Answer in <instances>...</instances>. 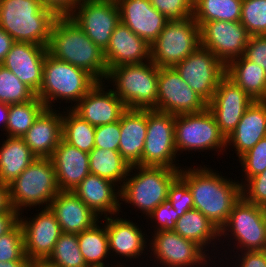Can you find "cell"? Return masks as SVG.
<instances>
[{"label":"cell","mask_w":266,"mask_h":267,"mask_svg":"<svg viewBox=\"0 0 266 267\" xmlns=\"http://www.w3.org/2000/svg\"><path fill=\"white\" fill-rule=\"evenodd\" d=\"M173 231L183 238L196 242L206 252L208 251V254H212V250H215V252L217 250L218 252L217 244L218 242L220 243L218 241L220 240V230L197 209L188 210L180 216L175 223ZM210 245L212 248L211 251Z\"/></svg>","instance_id":"obj_30"},{"label":"cell","mask_w":266,"mask_h":267,"mask_svg":"<svg viewBox=\"0 0 266 267\" xmlns=\"http://www.w3.org/2000/svg\"><path fill=\"white\" fill-rule=\"evenodd\" d=\"M117 216L116 214L101 219L106 223L111 257L118 258L119 256V258L122 257L120 260L126 258V261H131V259L140 261L139 257L141 258L143 254L149 256L147 252H149L150 239H148L149 235L147 236L146 230L143 231L144 227H138L139 225H136V222L133 223L132 220H128L121 214L119 217Z\"/></svg>","instance_id":"obj_19"},{"label":"cell","mask_w":266,"mask_h":267,"mask_svg":"<svg viewBox=\"0 0 266 267\" xmlns=\"http://www.w3.org/2000/svg\"><path fill=\"white\" fill-rule=\"evenodd\" d=\"M266 137V101H254L245 111L235 130L226 138V149L233 147L242 156Z\"/></svg>","instance_id":"obj_28"},{"label":"cell","mask_w":266,"mask_h":267,"mask_svg":"<svg viewBox=\"0 0 266 267\" xmlns=\"http://www.w3.org/2000/svg\"><path fill=\"white\" fill-rule=\"evenodd\" d=\"M194 0H149L168 21L185 20L193 15Z\"/></svg>","instance_id":"obj_43"},{"label":"cell","mask_w":266,"mask_h":267,"mask_svg":"<svg viewBox=\"0 0 266 267\" xmlns=\"http://www.w3.org/2000/svg\"><path fill=\"white\" fill-rule=\"evenodd\" d=\"M173 68L207 103L213 99L220 80L226 75V66L201 46Z\"/></svg>","instance_id":"obj_13"},{"label":"cell","mask_w":266,"mask_h":267,"mask_svg":"<svg viewBox=\"0 0 266 267\" xmlns=\"http://www.w3.org/2000/svg\"><path fill=\"white\" fill-rule=\"evenodd\" d=\"M242 167L241 186L251 177L263 172L266 169V137L262 138L253 148L239 157ZM245 178V179H244ZM244 180V181H243Z\"/></svg>","instance_id":"obj_42"},{"label":"cell","mask_w":266,"mask_h":267,"mask_svg":"<svg viewBox=\"0 0 266 267\" xmlns=\"http://www.w3.org/2000/svg\"><path fill=\"white\" fill-rule=\"evenodd\" d=\"M120 22L151 45L163 31L165 16L156 10L149 0H116Z\"/></svg>","instance_id":"obj_22"},{"label":"cell","mask_w":266,"mask_h":267,"mask_svg":"<svg viewBox=\"0 0 266 267\" xmlns=\"http://www.w3.org/2000/svg\"><path fill=\"white\" fill-rule=\"evenodd\" d=\"M43 5L51 9L57 16H69L83 0H41Z\"/></svg>","instance_id":"obj_50"},{"label":"cell","mask_w":266,"mask_h":267,"mask_svg":"<svg viewBox=\"0 0 266 267\" xmlns=\"http://www.w3.org/2000/svg\"><path fill=\"white\" fill-rule=\"evenodd\" d=\"M175 147L178 156L191 153L226 152V137L221 133L213 114L208 108L199 113L175 115ZM179 152V153H178Z\"/></svg>","instance_id":"obj_9"},{"label":"cell","mask_w":266,"mask_h":267,"mask_svg":"<svg viewBox=\"0 0 266 267\" xmlns=\"http://www.w3.org/2000/svg\"><path fill=\"white\" fill-rule=\"evenodd\" d=\"M249 37L240 21H208L200 26V46L210 50L225 66L243 56Z\"/></svg>","instance_id":"obj_17"},{"label":"cell","mask_w":266,"mask_h":267,"mask_svg":"<svg viewBox=\"0 0 266 267\" xmlns=\"http://www.w3.org/2000/svg\"><path fill=\"white\" fill-rule=\"evenodd\" d=\"M97 83L86 70L56 59L47 52L43 82L36 96L48 109H54L53 103L61 104L63 100L64 103H71L65 109H72Z\"/></svg>","instance_id":"obj_4"},{"label":"cell","mask_w":266,"mask_h":267,"mask_svg":"<svg viewBox=\"0 0 266 267\" xmlns=\"http://www.w3.org/2000/svg\"><path fill=\"white\" fill-rule=\"evenodd\" d=\"M16 211L10 201L9 185L0 182V212Z\"/></svg>","instance_id":"obj_52"},{"label":"cell","mask_w":266,"mask_h":267,"mask_svg":"<svg viewBox=\"0 0 266 267\" xmlns=\"http://www.w3.org/2000/svg\"><path fill=\"white\" fill-rule=\"evenodd\" d=\"M241 194L246 201L266 208V169L249 178L241 186Z\"/></svg>","instance_id":"obj_46"},{"label":"cell","mask_w":266,"mask_h":267,"mask_svg":"<svg viewBox=\"0 0 266 267\" xmlns=\"http://www.w3.org/2000/svg\"><path fill=\"white\" fill-rule=\"evenodd\" d=\"M108 87L105 82H98L72 110L95 127L119 121L127 108Z\"/></svg>","instance_id":"obj_21"},{"label":"cell","mask_w":266,"mask_h":267,"mask_svg":"<svg viewBox=\"0 0 266 267\" xmlns=\"http://www.w3.org/2000/svg\"><path fill=\"white\" fill-rule=\"evenodd\" d=\"M60 192L50 158H36L9 184L10 201L18 213L29 208H48Z\"/></svg>","instance_id":"obj_7"},{"label":"cell","mask_w":266,"mask_h":267,"mask_svg":"<svg viewBox=\"0 0 266 267\" xmlns=\"http://www.w3.org/2000/svg\"><path fill=\"white\" fill-rule=\"evenodd\" d=\"M47 52L46 46L14 42L1 65L37 94L43 82V65Z\"/></svg>","instance_id":"obj_20"},{"label":"cell","mask_w":266,"mask_h":267,"mask_svg":"<svg viewBox=\"0 0 266 267\" xmlns=\"http://www.w3.org/2000/svg\"><path fill=\"white\" fill-rule=\"evenodd\" d=\"M233 257H237L235 262L233 260ZM233 257L231 258L233 265H231L230 267H266V250L242 251L239 253L237 252V254Z\"/></svg>","instance_id":"obj_49"},{"label":"cell","mask_w":266,"mask_h":267,"mask_svg":"<svg viewBox=\"0 0 266 267\" xmlns=\"http://www.w3.org/2000/svg\"><path fill=\"white\" fill-rule=\"evenodd\" d=\"M179 173L180 169L167 167L130 166L120 187V201L131 204V207L147 217L159 204L168 199L169 187Z\"/></svg>","instance_id":"obj_6"},{"label":"cell","mask_w":266,"mask_h":267,"mask_svg":"<svg viewBox=\"0 0 266 267\" xmlns=\"http://www.w3.org/2000/svg\"><path fill=\"white\" fill-rule=\"evenodd\" d=\"M88 155L91 174L106 178L119 187L122 186L130 165L122 158L119 151L94 147Z\"/></svg>","instance_id":"obj_33"},{"label":"cell","mask_w":266,"mask_h":267,"mask_svg":"<svg viewBox=\"0 0 266 267\" xmlns=\"http://www.w3.org/2000/svg\"><path fill=\"white\" fill-rule=\"evenodd\" d=\"M151 234L153 236L149 237L151 240L148 257H151L150 261L154 259V263L157 264L153 263L152 267H206L214 262L210 257L212 255L200 245L183 238L173 230H160Z\"/></svg>","instance_id":"obj_12"},{"label":"cell","mask_w":266,"mask_h":267,"mask_svg":"<svg viewBox=\"0 0 266 267\" xmlns=\"http://www.w3.org/2000/svg\"><path fill=\"white\" fill-rule=\"evenodd\" d=\"M179 217V214L173 208L170 200L166 199L159 204L145 219L150 220V223L153 225L155 224L153 227L155 228L153 229V233H155L160 230H173Z\"/></svg>","instance_id":"obj_45"},{"label":"cell","mask_w":266,"mask_h":267,"mask_svg":"<svg viewBox=\"0 0 266 267\" xmlns=\"http://www.w3.org/2000/svg\"><path fill=\"white\" fill-rule=\"evenodd\" d=\"M47 51L56 59L86 70L98 82L106 79L104 52L70 16H58L54 20Z\"/></svg>","instance_id":"obj_2"},{"label":"cell","mask_w":266,"mask_h":267,"mask_svg":"<svg viewBox=\"0 0 266 267\" xmlns=\"http://www.w3.org/2000/svg\"><path fill=\"white\" fill-rule=\"evenodd\" d=\"M184 167L180 169L179 177L192 194L194 209L200 211L220 230L228 220L234 204L242 196L239 179L232 180V177L223 176V172L220 171L219 174L202 164L193 168Z\"/></svg>","instance_id":"obj_1"},{"label":"cell","mask_w":266,"mask_h":267,"mask_svg":"<svg viewBox=\"0 0 266 267\" xmlns=\"http://www.w3.org/2000/svg\"><path fill=\"white\" fill-rule=\"evenodd\" d=\"M46 108L22 136L37 158H50L62 139V111Z\"/></svg>","instance_id":"obj_26"},{"label":"cell","mask_w":266,"mask_h":267,"mask_svg":"<svg viewBox=\"0 0 266 267\" xmlns=\"http://www.w3.org/2000/svg\"><path fill=\"white\" fill-rule=\"evenodd\" d=\"M72 191L100 218L122 213L120 187L106 178L90 173Z\"/></svg>","instance_id":"obj_23"},{"label":"cell","mask_w":266,"mask_h":267,"mask_svg":"<svg viewBox=\"0 0 266 267\" xmlns=\"http://www.w3.org/2000/svg\"><path fill=\"white\" fill-rule=\"evenodd\" d=\"M69 16L102 51L120 23L116 0H83Z\"/></svg>","instance_id":"obj_14"},{"label":"cell","mask_w":266,"mask_h":267,"mask_svg":"<svg viewBox=\"0 0 266 267\" xmlns=\"http://www.w3.org/2000/svg\"><path fill=\"white\" fill-rule=\"evenodd\" d=\"M28 267H52L48 265L45 261L44 262H30Z\"/></svg>","instance_id":"obj_57"},{"label":"cell","mask_w":266,"mask_h":267,"mask_svg":"<svg viewBox=\"0 0 266 267\" xmlns=\"http://www.w3.org/2000/svg\"><path fill=\"white\" fill-rule=\"evenodd\" d=\"M117 263H115V260L113 261V264L111 263V265L110 264H106V265H96V266H88V267H126V266H128V265H126V264H124V262L123 263H121L119 260L118 261H116ZM119 262V263H118ZM115 263V264H114ZM122 264H124V265H122ZM110 265V266H109Z\"/></svg>","instance_id":"obj_56"},{"label":"cell","mask_w":266,"mask_h":267,"mask_svg":"<svg viewBox=\"0 0 266 267\" xmlns=\"http://www.w3.org/2000/svg\"><path fill=\"white\" fill-rule=\"evenodd\" d=\"M101 221L97 222L93 227L77 234L80 251L87 266L110 264L108 260L111 255L106 223L104 220Z\"/></svg>","instance_id":"obj_34"},{"label":"cell","mask_w":266,"mask_h":267,"mask_svg":"<svg viewBox=\"0 0 266 267\" xmlns=\"http://www.w3.org/2000/svg\"><path fill=\"white\" fill-rule=\"evenodd\" d=\"M45 109V104L37 96L30 101L10 104L4 136L22 137Z\"/></svg>","instance_id":"obj_37"},{"label":"cell","mask_w":266,"mask_h":267,"mask_svg":"<svg viewBox=\"0 0 266 267\" xmlns=\"http://www.w3.org/2000/svg\"><path fill=\"white\" fill-rule=\"evenodd\" d=\"M30 261L24 251V237L18 222L9 232L0 236V262Z\"/></svg>","instance_id":"obj_41"},{"label":"cell","mask_w":266,"mask_h":267,"mask_svg":"<svg viewBox=\"0 0 266 267\" xmlns=\"http://www.w3.org/2000/svg\"><path fill=\"white\" fill-rule=\"evenodd\" d=\"M200 46V27L192 17L167 21L150 45L151 61L158 67H174Z\"/></svg>","instance_id":"obj_10"},{"label":"cell","mask_w":266,"mask_h":267,"mask_svg":"<svg viewBox=\"0 0 266 267\" xmlns=\"http://www.w3.org/2000/svg\"><path fill=\"white\" fill-rule=\"evenodd\" d=\"M36 211L33 217L30 215L25 218L19 213V223L23 229L25 255L31 262H44L52 254L63 232L49 207L36 208Z\"/></svg>","instance_id":"obj_16"},{"label":"cell","mask_w":266,"mask_h":267,"mask_svg":"<svg viewBox=\"0 0 266 267\" xmlns=\"http://www.w3.org/2000/svg\"><path fill=\"white\" fill-rule=\"evenodd\" d=\"M158 73L159 67L151 60L139 64H125L110 68L104 82H107L108 86L113 85L109 88L127 109H155Z\"/></svg>","instance_id":"obj_5"},{"label":"cell","mask_w":266,"mask_h":267,"mask_svg":"<svg viewBox=\"0 0 266 267\" xmlns=\"http://www.w3.org/2000/svg\"><path fill=\"white\" fill-rule=\"evenodd\" d=\"M14 42L13 38L5 30L0 28V64L10 51Z\"/></svg>","instance_id":"obj_53"},{"label":"cell","mask_w":266,"mask_h":267,"mask_svg":"<svg viewBox=\"0 0 266 267\" xmlns=\"http://www.w3.org/2000/svg\"><path fill=\"white\" fill-rule=\"evenodd\" d=\"M147 133V109H126L120 117L119 153L130 165H140Z\"/></svg>","instance_id":"obj_29"},{"label":"cell","mask_w":266,"mask_h":267,"mask_svg":"<svg viewBox=\"0 0 266 267\" xmlns=\"http://www.w3.org/2000/svg\"><path fill=\"white\" fill-rule=\"evenodd\" d=\"M240 22L250 36L266 35V0H242Z\"/></svg>","instance_id":"obj_40"},{"label":"cell","mask_w":266,"mask_h":267,"mask_svg":"<svg viewBox=\"0 0 266 267\" xmlns=\"http://www.w3.org/2000/svg\"><path fill=\"white\" fill-rule=\"evenodd\" d=\"M63 233H81L101 219L73 191H60L49 206Z\"/></svg>","instance_id":"obj_25"},{"label":"cell","mask_w":266,"mask_h":267,"mask_svg":"<svg viewBox=\"0 0 266 267\" xmlns=\"http://www.w3.org/2000/svg\"><path fill=\"white\" fill-rule=\"evenodd\" d=\"M19 222L17 211L0 212V236L9 232Z\"/></svg>","instance_id":"obj_51"},{"label":"cell","mask_w":266,"mask_h":267,"mask_svg":"<svg viewBox=\"0 0 266 267\" xmlns=\"http://www.w3.org/2000/svg\"><path fill=\"white\" fill-rule=\"evenodd\" d=\"M175 115L147 109V133L141 166L181 169L175 147Z\"/></svg>","instance_id":"obj_11"},{"label":"cell","mask_w":266,"mask_h":267,"mask_svg":"<svg viewBox=\"0 0 266 267\" xmlns=\"http://www.w3.org/2000/svg\"><path fill=\"white\" fill-rule=\"evenodd\" d=\"M31 261H9L0 262V267H28Z\"/></svg>","instance_id":"obj_55"},{"label":"cell","mask_w":266,"mask_h":267,"mask_svg":"<svg viewBox=\"0 0 266 267\" xmlns=\"http://www.w3.org/2000/svg\"><path fill=\"white\" fill-rule=\"evenodd\" d=\"M60 191H72L88 174L89 155L61 139L50 157Z\"/></svg>","instance_id":"obj_27"},{"label":"cell","mask_w":266,"mask_h":267,"mask_svg":"<svg viewBox=\"0 0 266 267\" xmlns=\"http://www.w3.org/2000/svg\"><path fill=\"white\" fill-rule=\"evenodd\" d=\"M45 262L52 267H88L74 233H62Z\"/></svg>","instance_id":"obj_38"},{"label":"cell","mask_w":266,"mask_h":267,"mask_svg":"<svg viewBox=\"0 0 266 267\" xmlns=\"http://www.w3.org/2000/svg\"><path fill=\"white\" fill-rule=\"evenodd\" d=\"M207 105L173 67H159L158 96L154 110L180 115L202 112Z\"/></svg>","instance_id":"obj_15"},{"label":"cell","mask_w":266,"mask_h":267,"mask_svg":"<svg viewBox=\"0 0 266 267\" xmlns=\"http://www.w3.org/2000/svg\"><path fill=\"white\" fill-rule=\"evenodd\" d=\"M253 102L245 91L225 75L207 108L213 114L221 133L227 138Z\"/></svg>","instance_id":"obj_18"},{"label":"cell","mask_w":266,"mask_h":267,"mask_svg":"<svg viewBox=\"0 0 266 267\" xmlns=\"http://www.w3.org/2000/svg\"><path fill=\"white\" fill-rule=\"evenodd\" d=\"M0 146V182L10 184L37 157L22 137H9Z\"/></svg>","instance_id":"obj_32"},{"label":"cell","mask_w":266,"mask_h":267,"mask_svg":"<svg viewBox=\"0 0 266 267\" xmlns=\"http://www.w3.org/2000/svg\"><path fill=\"white\" fill-rule=\"evenodd\" d=\"M103 52L108 70L120 65L151 60L150 45L121 22L112 32L109 44Z\"/></svg>","instance_id":"obj_24"},{"label":"cell","mask_w":266,"mask_h":267,"mask_svg":"<svg viewBox=\"0 0 266 267\" xmlns=\"http://www.w3.org/2000/svg\"><path fill=\"white\" fill-rule=\"evenodd\" d=\"M231 240L236 252L266 250V208L250 203L241 196L220 229L219 244L223 246L227 241L225 245L229 247Z\"/></svg>","instance_id":"obj_8"},{"label":"cell","mask_w":266,"mask_h":267,"mask_svg":"<svg viewBox=\"0 0 266 267\" xmlns=\"http://www.w3.org/2000/svg\"><path fill=\"white\" fill-rule=\"evenodd\" d=\"M36 94L10 70L0 64V102L17 104L32 100Z\"/></svg>","instance_id":"obj_39"},{"label":"cell","mask_w":266,"mask_h":267,"mask_svg":"<svg viewBox=\"0 0 266 267\" xmlns=\"http://www.w3.org/2000/svg\"><path fill=\"white\" fill-rule=\"evenodd\" d=\"M226 76L254 101H266V71L244 56L226 65Z\"/></svg>","instance_id":"obj_31"},{"label":"cell","mask_w":266,"mask_h":267,"mask_svg":"<svg viewBox=\"0 0 266 267\" xmlns=\"http://www.w3.org/2000/svg\"><path fill=\"white\" fill-rule=\"evenodd\" d=\"M57 17L41 0H0V28L15 42L47 47Z\"/></svg>","instance_id":"obj_3"},{"label":"cell","mask_w":266,"mask_h":267,"mask_svg":"<svg viewBox=\"0 0 266 267\" xmlns=\"http://www.w3.org/2000/svg\"><path fill=\"white\" fill-rule=\"evenodd\" d=\"M9 105L0 102V125L2 127L1 131H5L7 121H8Z\"/></svg>","instance_id":"obj_54"},{"label":"cell","mask_w":266,"mask_h":267,"mask_svg":"<svg viewBox=\"0 0 266 267\" xmlns=\"http://www.w3.org/2000/svg\"><path fill=\"white\" fill-rule=\"evenodd\" d=\"M120 120L110 124L96 126L94 147L119 150Z\"/></svg>","instance_id":"obj_47"},{"label":"cell","mask_w":266,"mask_h":267,"mask_svg":"<svg viewBox=\"0 0 266 267\" xmlns=\"http://www.w3.org/2000/svg\"><path fill=\"white\" fill-rule=\"evenodd\" d=\"M168 199L179 216H182L188 210L194 209L192 194L187 184L179 176L169 187Z\"/></svg>","instance_id":"obj_44"},{"label":"cell","mask_w":266,"mask_h":267,"mask_svg":"<svg viewBox=\"0 0 266 267\" xmlns=\"http://www.w3.org/2000/svg\"><path fill=\"white\" fill-rule=\"evenodd\" d=\"M242 0H194L192 18L199 27L208 21L238 22Z\"/></svg>","instance_id":"obj_35"},{"label":"cell","mask_w":266,"mask_h":267,"mask_svg":"<svg viewBox=\"0 0 266 267\" xmlns=\"http://www.w3.org/2000/svg\"><path fill=\"white\" fill-rule=\"evenodd\" d=\"M243 56L266 71V35L250 36Z\"/></svg>","instance_id":"obj_48"},{"label":"cell","mask_w":266,"mask_h":267,"mask_svg":"<svg viewBox=\"0 0 266 267\" xmlns=\"http://www.w3.org/2000/svg\"><path fill=\"white\" fill-rule=\"evenodd\" d=\"M62 110V139L89 153L94 148L96 127L83 120L72 109Z\"/></svg>","instance_id":"obj_36"}]
</instances>
